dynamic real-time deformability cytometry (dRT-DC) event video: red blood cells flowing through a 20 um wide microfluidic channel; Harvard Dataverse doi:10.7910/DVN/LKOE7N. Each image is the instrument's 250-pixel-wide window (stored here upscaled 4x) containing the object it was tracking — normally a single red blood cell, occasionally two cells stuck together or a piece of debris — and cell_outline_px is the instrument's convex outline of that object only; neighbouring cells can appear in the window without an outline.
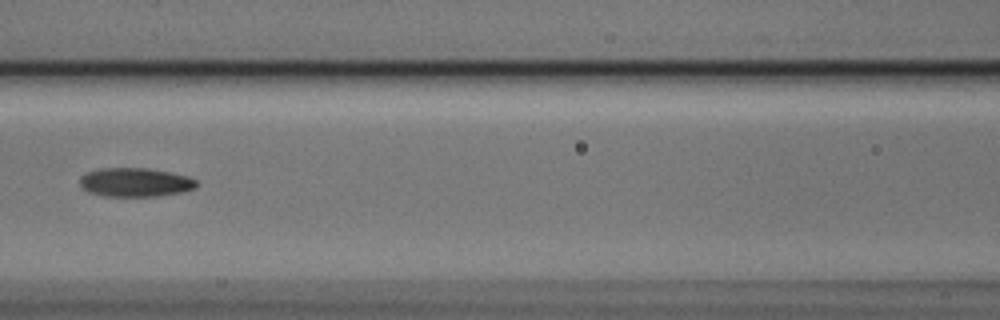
{"species": "Egyptian fruit bat (a non-hibernating species)", "species_latin": "Rousettus aegyptiacus", "temperature_condition": "cold", "stored_images_in_passage": 10, "camera_frame_rate_fps": 3000, "um_per_image_px": 0.085, "animal": {"sex": "male"}, "frame": {"image": 1, "passage_image": 6, "time_ms": 1.667, "image_size_px": [1000, 320], "cell_outline_px": [[196, 188], [184, 192], [156, 196], [104, 196], [88, 192], [80, 184], [80, 176], [88, 172], [100, 168], [148, 168], [172, 172], [188, 176], [196, 180]], "centroid_in_image_um": [11.51, 15.49], "position_along_channel_um": 155.1, "area_um2": 19.71}}
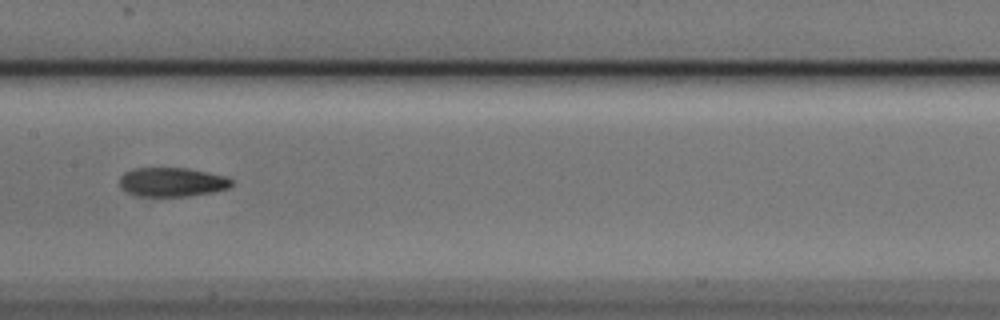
{"frame": {"image": 2, "passage_image": 7, "time_ms": 2.0, "image_size_px": [1000, 320], "cell_outline_px": [[232, 184], [228, 188], [212, 192], [188, 196], [136, 196], [120, 188], [120, 176], [124, 172], [132, 168], [188, 168], [208, 172], [224, 176], [232, 180]], "centroid_in_image_um": [14.59, 15.47], "position_along_channel_um": 192.8, "area_um2": 19.02}}
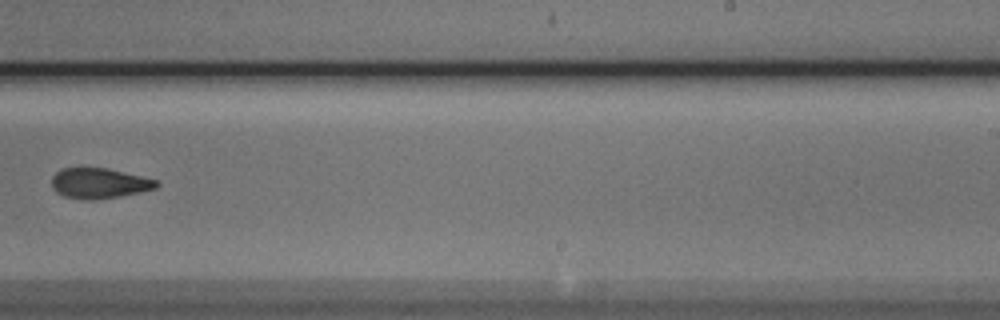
{"frame": {"image": 3, "passage_image": 9, "time_ms": 2.667, "image_size_px": [1000, 320], "cell_outline_px": [[160, 184], [156, 188], [140, 192], [120, 196], [96, 200], [84, 200], [64, 196], [56, 192], [52, 188], [52, 176], [56, 172], [64, 168], [108, 168], [156, 180]], "centroid_in_image_um": [8.41, 15.59], "position_along_channel_um": 280.6, "area_um2": 18.5}}